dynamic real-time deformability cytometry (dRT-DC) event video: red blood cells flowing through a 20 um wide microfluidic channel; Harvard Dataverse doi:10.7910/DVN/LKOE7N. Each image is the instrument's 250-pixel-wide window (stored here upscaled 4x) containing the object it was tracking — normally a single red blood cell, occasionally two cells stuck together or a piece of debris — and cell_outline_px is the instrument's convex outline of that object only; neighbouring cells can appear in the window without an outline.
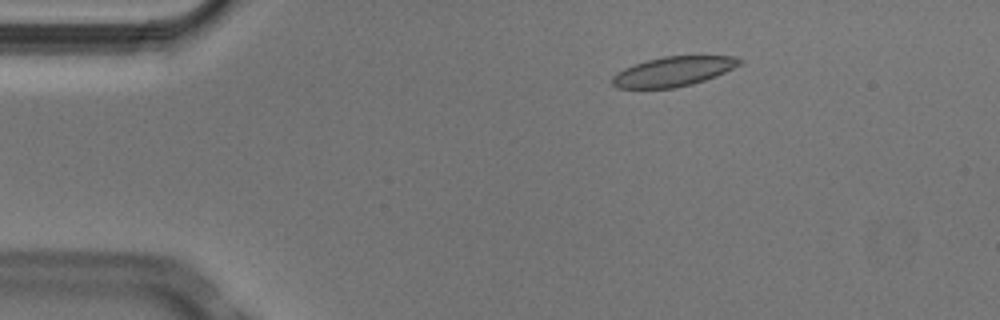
{"species": "Egyptian fruit bat (a non-hibernating species)", "species_latin": "Rousettus aegyptiacus", "temperature_condition": "cold", "stored_images_in_passage": 7, "camera_frame_rate_fps": 3000, "um_per_image_px": 0.085, "animal": {"sex": "male"}, "frame": {"image": 1, "passage_image": 3, "time_ms": 0.667, "image_size_px": [1000, 320], "cell_outline_px": [[744, 64], [716, 76], [692, 84], [676, 88], [616, 88], [612, 84], [612, 76], [616, 72], [632, 64], [664, 56], [732, 56], [744, 60]], "centroid_in_image_um": [57.24, 6.07], "position_along_channel_um": 27.8, "area_um2": 22.2}}
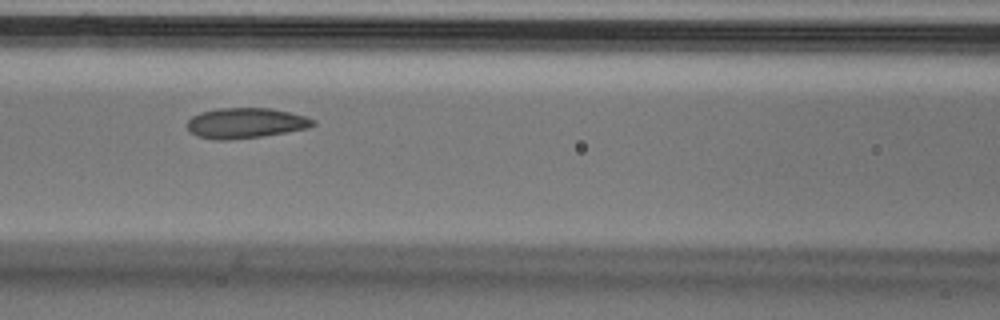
{"frame": {"image": 2, "passage_image": 7, "time_ms": 2.0, "image_size_px": [1000, 320], "cell_outline_px": [[316, 124], [308, 128], [264, 136], [228, 140], [216, 140], [196, 136], [188, 128], [188, 120], [192, 116], [200, 112], [216, 108], [272, 108], [292, 112], [316, 120]], "centroid_in_image_um": [20.9, 10.45], "position_along_channel_um": 145.7, "area_um2": 22.43}}